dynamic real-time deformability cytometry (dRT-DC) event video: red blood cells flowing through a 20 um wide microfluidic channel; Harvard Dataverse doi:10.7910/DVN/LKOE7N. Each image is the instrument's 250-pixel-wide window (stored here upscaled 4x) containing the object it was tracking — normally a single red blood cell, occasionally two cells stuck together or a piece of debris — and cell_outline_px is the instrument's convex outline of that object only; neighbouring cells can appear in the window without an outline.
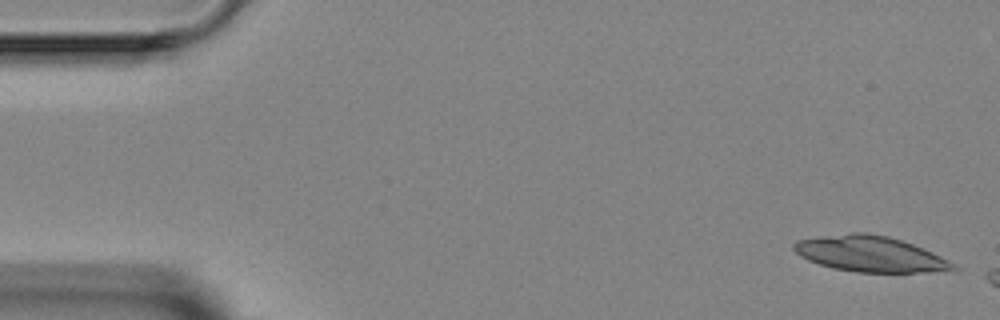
{"species": "Egyptian fruit bat (a non-hibernating species)", "species_latin": "Rousettus aegyptiacus", "temperature_condition": "room temperature", "stored_images_in_passage": 3, "camera_frame_rate_fps": 3000, "um_per_image_px": 0.085, "animal": {"sex": "female"}, "frame": {"image": 1, "passage_image": 1, "time_ms": 0.0, "image_size_px": [1000, 320], "cell_outline_px": [[960, 272], [856, 272], [832, 268], [808, 260], [800, 256], [792, 248], [792, 244], [796, 240], [820, 236], [852, 232], [868, 232], [888, 236], [912, 244], [932, 252], [956, 264], [960, 268]], "centroid_in_image_um": [74.01, 21.59], "position_along_channel_um": 11.0, "area_um2": 33.58}}